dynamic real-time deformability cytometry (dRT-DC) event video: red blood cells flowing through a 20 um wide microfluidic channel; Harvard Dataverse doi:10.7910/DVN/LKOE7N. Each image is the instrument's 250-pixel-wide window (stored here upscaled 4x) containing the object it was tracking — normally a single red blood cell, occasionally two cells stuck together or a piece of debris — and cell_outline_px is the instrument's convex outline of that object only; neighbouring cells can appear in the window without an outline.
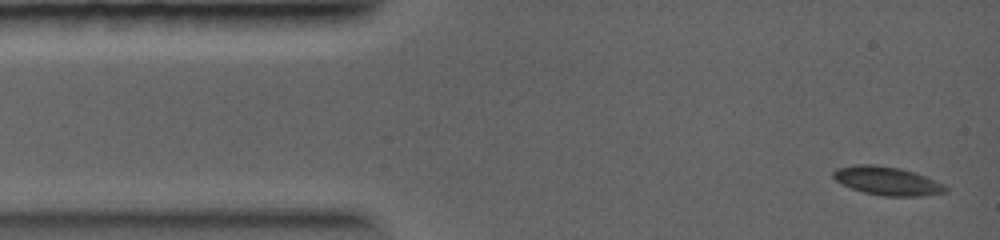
{"species": "common noctule bat (a hibernating species)", "species_latin": "Nyctalus noctula", "temperature_condition": "warm", "stored_images_in_passage": 27, "camera_frame_rate_fps": 5000, "um_per_image_px": 0.085, "animal": {"sex": "female", "body_mass_g": 19.0, "forearm_length_mm": 56.7}, "frame": {"image": 1, "passage_image": 1, "time_ms": 0.0, "image_size_px": [1000, 240], "cell_outline_px": [[948, 188], [944, 192], [920, 196], [884, 196], [864, 192], [852, 188], [836, 180], [832, 176], [832, 172], [836, 168], [856, 164], [872, 164], [900, 168], [924, 176], [944, 184]], "centroid_in_image_um": [75.38, 15.37], "position_along_channel_um": 9.6, "area_um2": 18.38}}
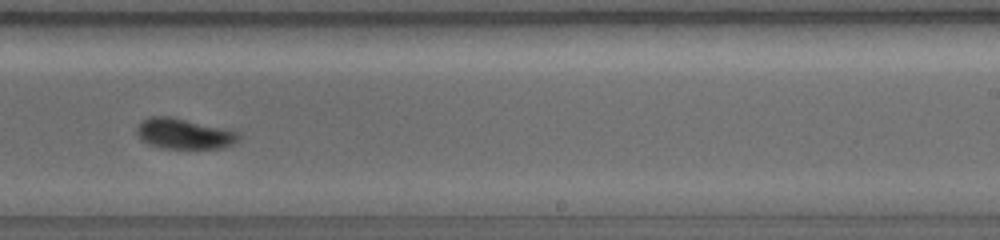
{"frame": {"image": 2, "passage_image": 18, "time_ms": 6.4, "image_size_px": [1000, 240], "cell_outline_px": [[240, 136], [232, 144], [220, 148], [164, 148], [148, 144], [140, 140], [136, 132], [136, 128], [148, 116], [168, 116], [228, 128], [240, 132]], "centroid_in_image_um": [15.64, 11.36], "position_along_channel_um": 273.4, "area_um2": 18.15}}
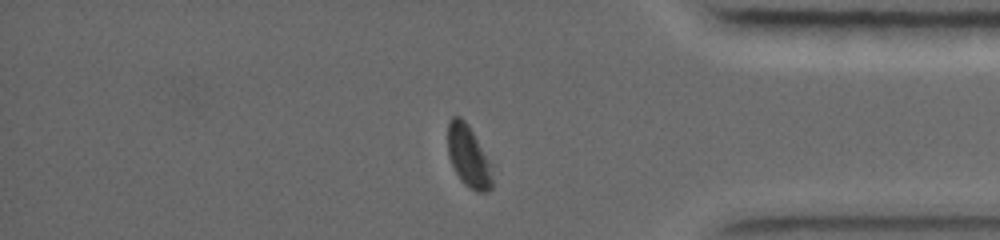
{"frame": {"image": 3, "passage_image": 25, "time_ms": 9.0, "image_size_px": [1000, 240], "cell_outline_px": [[492, 188], [488, 192], [476, 192], [464, 184], [460, 180], [448, 156], [448, 120], [452, 116], [460, 116], [468, 124], [488, 160], [492, 180]], "centroid_in_image_um": [39.78, 13.29], "position_along_channel_um": 395.4, "area_um2": 15.78}}